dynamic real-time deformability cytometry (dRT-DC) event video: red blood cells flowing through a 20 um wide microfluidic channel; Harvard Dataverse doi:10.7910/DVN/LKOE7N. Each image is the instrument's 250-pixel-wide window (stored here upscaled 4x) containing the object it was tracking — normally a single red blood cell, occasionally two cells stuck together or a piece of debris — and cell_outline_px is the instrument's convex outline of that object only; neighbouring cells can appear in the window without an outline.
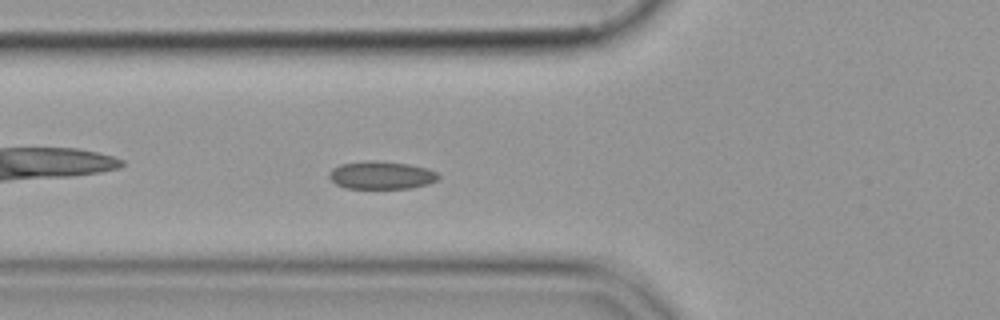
{"species": "common noctule bat (a hibernating species)", "species_latin": "Nyctalus noctula", "temperature_condition": "cold", "stored_images_in_passage": 45, "camera_frame_rate_fps": 3000, "um_per_image_px": 0.085, "animal": {"sex": "female", "body_mass_g": 19.9}, "frame": {"image": 1, "passage_image": 9, "time_ms": 2.667, "image_size_px": [1000, 320], "cell_outline_px": [[440, 176], [436, 180], [428, 184], [412, 188], [344, 188], [336, 184], [328, 176], [328, 172], [332, 168], [340, 164], [368, 160], [376, 160], [408, 164], [428, 168], [436, 172]], "centroid_in_image_um": [32.39, 14.88], "position_along_channel_um": 93.4, "area_um2": 17.86}}
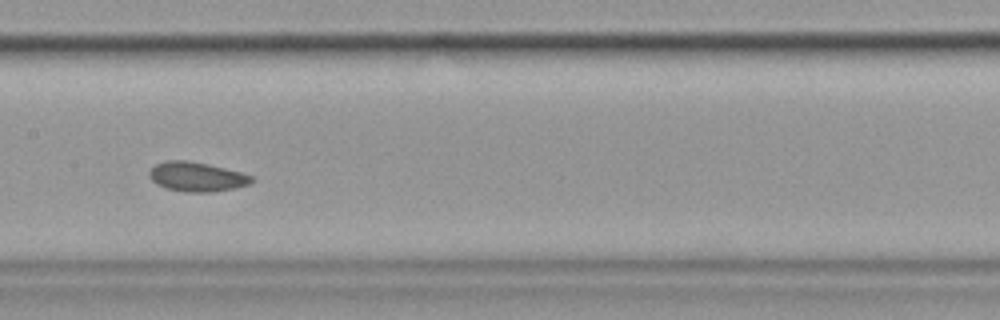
{"frame": {"image": 2, "passage_image": 17, "time_ms": 5.333, "image_size_px": [1000, 320], "cell_outline_px": [[252, 180], [248, 184], [232, 188], [208, 192], [184, 192], [168, 188], [156, 184], [148, 176], [148, 172], [156, 164], [164, 160], [188, 160], [208, 164], [240, 172], [252, 176]], "centroid_in_image_um": [16.66, 15.01], "position_along_channel_um": 190.7, "area_um2": 17.34}}
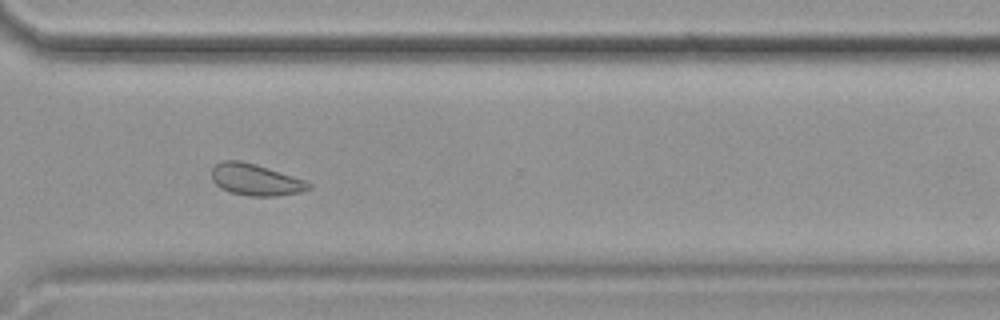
{"frame": {"image": 3, "passage_image": 30, "time_ms": 9.667, "image_size_px": [1000, 320], "cell_outline_px": [[312, 188], [300, 192], [276, 196], [248, 196], [232, 192], [220, 188], [212, 180], [212, 168], [216, 164], [224, 160], [240, 160], [256, 164], [304, 180], [312, 184]], "centroid_in_image_um": [21.71, 15.27], "position_along_channel_um": 348.9, "area_um2": 17.74}}